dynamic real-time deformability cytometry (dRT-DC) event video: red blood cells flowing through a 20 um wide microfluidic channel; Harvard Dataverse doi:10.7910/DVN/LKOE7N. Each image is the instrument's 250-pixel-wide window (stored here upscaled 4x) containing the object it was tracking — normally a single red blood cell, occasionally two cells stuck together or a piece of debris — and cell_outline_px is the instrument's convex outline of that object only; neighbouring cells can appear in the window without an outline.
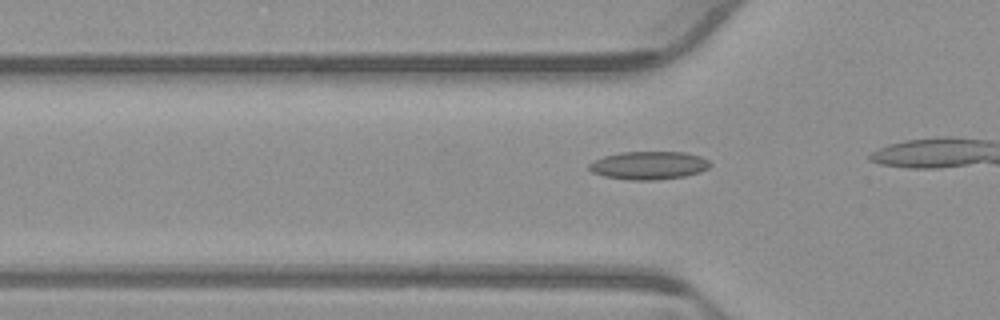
{"species": "common noctule bat (a hibernating species)", "species_latin": "Nyctalus noctula", "temperature_condition": "warm", "stored_images_in_passage": 7, "camera_frame_rate_fps": 3000, "um_per_image_px": 0.085, "animal": {"sex": "male", "body_mass_g": 23.1, "forearm_length_mm": 52.7}, "frame": {"image": 1, "passage_image": 4, "time_ms": 1.0, "image_size_px": [1000, 320], "cell_outline_px": [[712, 164], [708, 168], [700, 172], [684, 176], [652, 180], [628, 180], [604, 176], [592, 172], [588, 168], [588, 164], [604, 156], [620, 152], [684, 152], [700, 156], [708, 160]], "centroid_in_image_um": [55.15, 14.05], "position_along_channel_um": 70.7, "area_um2": 19.77}}